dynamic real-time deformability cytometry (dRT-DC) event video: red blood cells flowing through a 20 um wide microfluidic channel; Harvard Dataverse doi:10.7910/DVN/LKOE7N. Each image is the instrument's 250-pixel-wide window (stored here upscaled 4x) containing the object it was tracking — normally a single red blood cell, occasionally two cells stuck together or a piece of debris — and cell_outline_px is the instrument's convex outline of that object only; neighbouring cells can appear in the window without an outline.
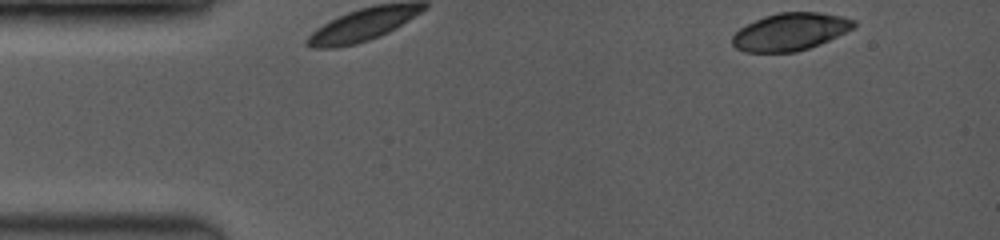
{"species": "common noctule bat (a hibernating species)", "species_latin": "Nyctalus noctula", "temperature_condition": "room temperature", "stored_images_in_passage": 7, "camera_frame_rate_fps": 3500, "um_per_image_px": 0.085, "animal": {"sex": "female", "body_mass_g": 19.0, "forearm_length_mm": 53.3}, "frame": {"image": 1, "passage_image": 1, "time_ms": 0.0, "image_size_px": [1000, 240], "cell_outline_px": [[856, 24], [852, 28], [820, 44], [796, 52], [744, 52], [736, 48], [732, 44], [732, 36], [740, 28], [764, 16], [780, 12], [820, 12], [840, 16], [856, 20]], "centroid_in_image_um": [67.15, 2.7], "position_along_channel_um": 17.9, "area_um2": 26.3}}
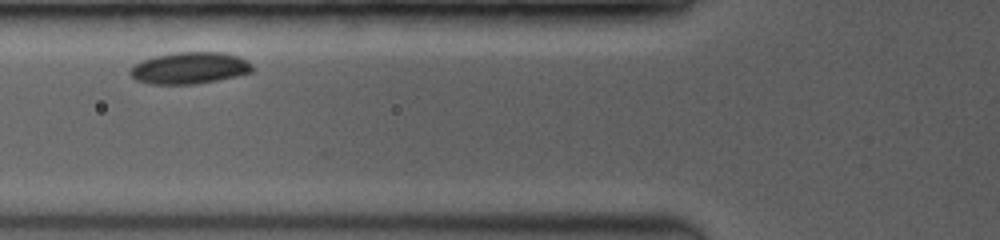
{"frame": {"image": 2, "passage_image": 5, "time_ms": 1.714, "image_size_px": [1000, 240], "cell_outline_px": [[252, 72], [236, 76], [196, 84], [152, 84], [136, 80], [128, 72], [132, 64], [156, 56], [176, 52], [224, 52], [236, 56], [252, 64]], "centroid_in_image_um": [16.08, 5.78], "position_along_channel_um": 109.7, "area_um2": 22.43}}
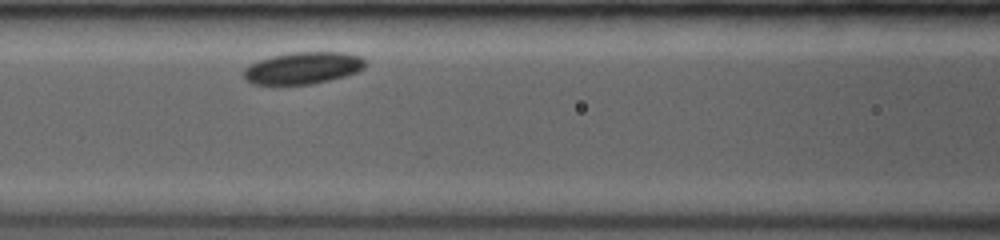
{"frame": {"image": 3, "passage_image": 7, "time_ms": 2.571, "image_size_px": [1000, 240], "cell_outline_px": [[368, 64], [364, 68], [356, 72], [344, 76], [312, 84], [252, 84], [244, 80], [244, 68], [260, 60], [272, 56], [292, 52], [344, 52], [360, 56]], "centroid_in_image_um": [25.76, 5.78], "position_along_channel_um": 140.8, "area_um2": 22.54}}